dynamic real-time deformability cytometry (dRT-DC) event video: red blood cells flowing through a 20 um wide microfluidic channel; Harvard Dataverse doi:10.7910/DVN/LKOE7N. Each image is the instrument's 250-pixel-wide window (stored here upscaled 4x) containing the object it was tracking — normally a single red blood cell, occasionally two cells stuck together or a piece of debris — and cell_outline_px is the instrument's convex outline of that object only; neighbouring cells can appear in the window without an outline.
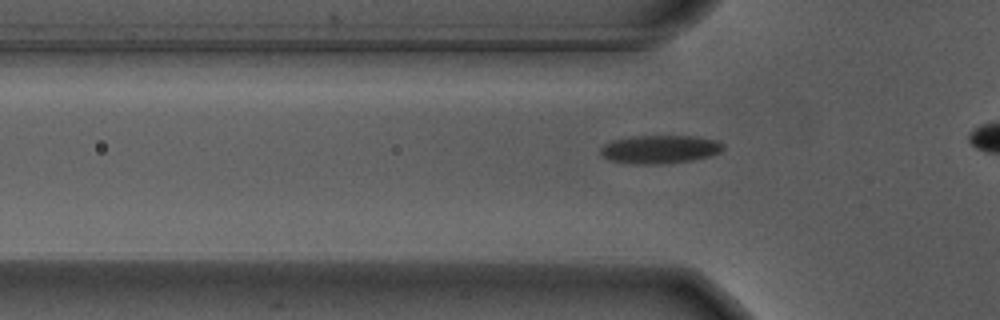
{"species": "Egyptian fruit bat (a non-hibernating species)", "species_latin": "Rousettus aegyptiacus", "temperature_condition": "warm", "stored_images_in_passage": 37, "camera_frame_rate_fps": 3000, "um_per_image_px": 0.085, "animal": {"sex": "male"}, "frame": {"image": 1, "passage_image": 9, "time_ms": 2.667, "image_size_px": [1000, 320], "cell_outline_px": [[724, 148], [720, 152], [708, 156], [692, 160], [664, 164], [628, 164], [608, 160], [600, 152], [600, 148], [604, 144], [612, 140], [640, 136], [692, 136], [716, 140], [724, 144]], "centroid_in_image_um": [56.07, 12.7], "position_along_channel_um": 69.7, "area_um2": 20.23}}
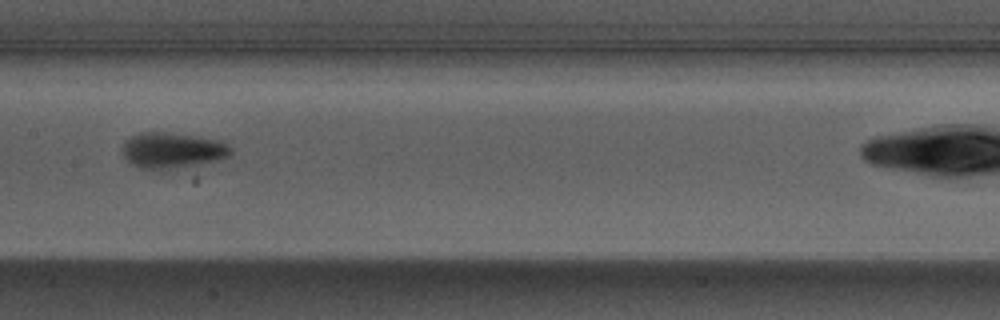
{"frame": {"image": 2, "passage_image": 19, "time_ms": 6.0, "image_size_px": [1000, 320], "cell_outline_px": [[232, 152], [228, 156], [196, 164], [160, 172], [140, 168], [132, 164], [124, 156], [124, 144], [132, 136], [140, 132], [156, 132], [188, 136], [212, 140], [228, 144], [232, 148]], "centroid_in_image_um": [14.59, 12.82], "position_along_channel_um": 192.8, "area_um2": 21.91}}
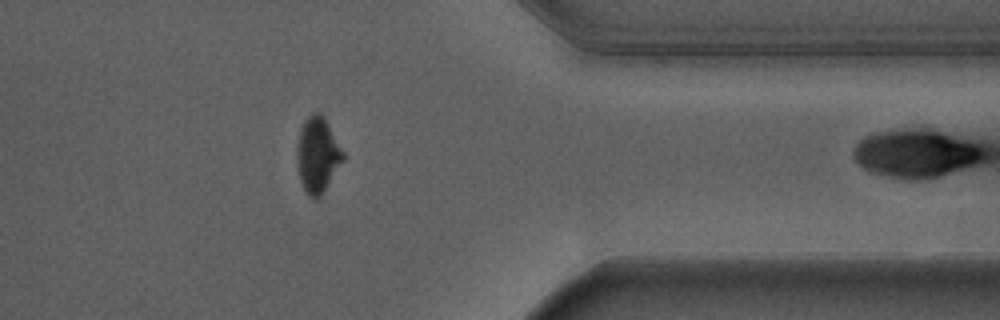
{"frame": {"image": 3, "passage_image": 36, "time_ms": 11.667, "image_size_px": [1000, 320], "cell_outline_px": [[344, 160], [320, 196], [316, 200], [312, 200], [308, 196], [300, 180], [300, 128], [304, 120], [312, 112], [320, 112], [324, 116], [344, 152]], "centroid_in_image_um": [27.05, 13.15], "position_along_channel_um": 384.3, "area_um2": 19.54}}